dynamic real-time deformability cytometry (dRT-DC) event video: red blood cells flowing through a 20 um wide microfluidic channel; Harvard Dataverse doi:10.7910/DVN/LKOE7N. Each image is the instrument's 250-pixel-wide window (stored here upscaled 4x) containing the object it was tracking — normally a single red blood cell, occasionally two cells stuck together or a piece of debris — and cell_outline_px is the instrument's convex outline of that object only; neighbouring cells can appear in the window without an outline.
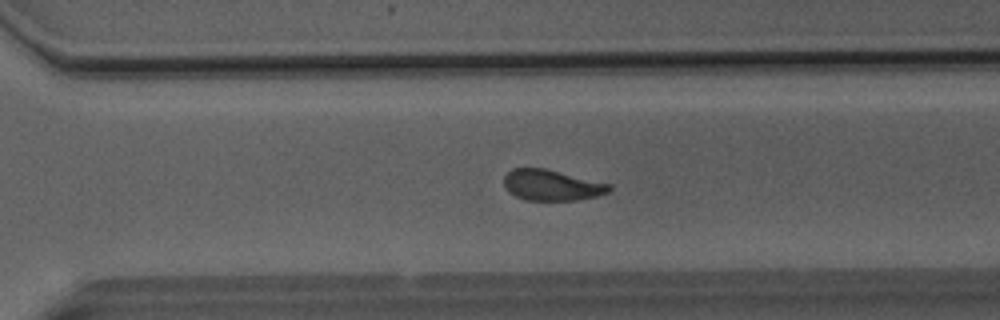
{"species": "Egyptian fruit bat (a non-hibernating species)", "species_latin": "Rousettus aegyptiacus", "temperature_condition": "room temperature", "stored_images_in_passage": 45, "camera_frame_rate_fps": 3000, "um_per_image_px": 0.085, "animal": {"sex": "male"}, "frame": {"image": 1, "passage_image": 29, "time_ms": 9.333, "image_size_px": [1000, 320], "cell_outline_px": [[612, 188], [608, 192], [596, 196], [576, 200], [524, 200], [508, 192], [504, 188], [504, 176], [512, 168], [544, 168], [612, 184]], "centroid_in_image_um": [46.88, 15.74], "position_along_channel_um": 323.7, "area_um2": 18.96}}
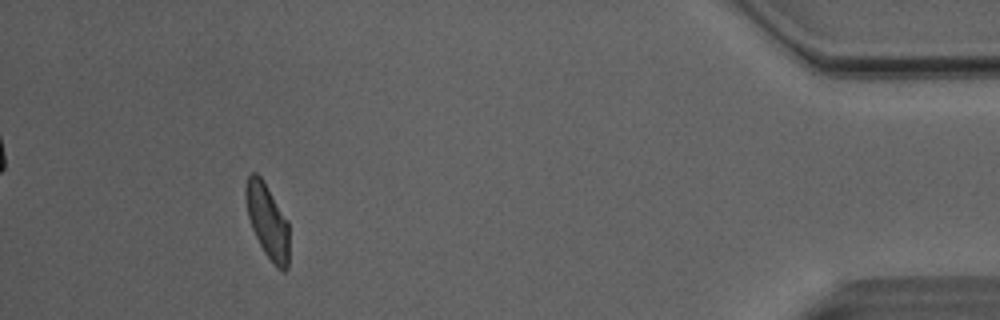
{"frame": {"image": 2, "passage_image": 40, "time_ms": 13.0, "image_size_px": [1000, 320], "cell_outline_px": [[288, 268], [284, 272], [276, 268], [272, 264], [264, 252], [252, 228], [248, 216], [244, 200], [244, 188], [248, 176], [252, 172], [256, 172], [260, 176], [288, 220]], "centroid_in_image_um": [22.72, 18.8], "position_along_channel_um": 412.5, "area_um2": 18.9}, "authors_computed_cell_mechanics": {"area_um2": 19.8254, "velocity_mm_per_s": 4.0874, "shape_relaxation_time_tau1_ms": 4.814, "shape_relaxation_time_tau2_ms": 1.4347, "deformation_change_tau1": 0.152, "deformation_change_tau2": 0.0688}}